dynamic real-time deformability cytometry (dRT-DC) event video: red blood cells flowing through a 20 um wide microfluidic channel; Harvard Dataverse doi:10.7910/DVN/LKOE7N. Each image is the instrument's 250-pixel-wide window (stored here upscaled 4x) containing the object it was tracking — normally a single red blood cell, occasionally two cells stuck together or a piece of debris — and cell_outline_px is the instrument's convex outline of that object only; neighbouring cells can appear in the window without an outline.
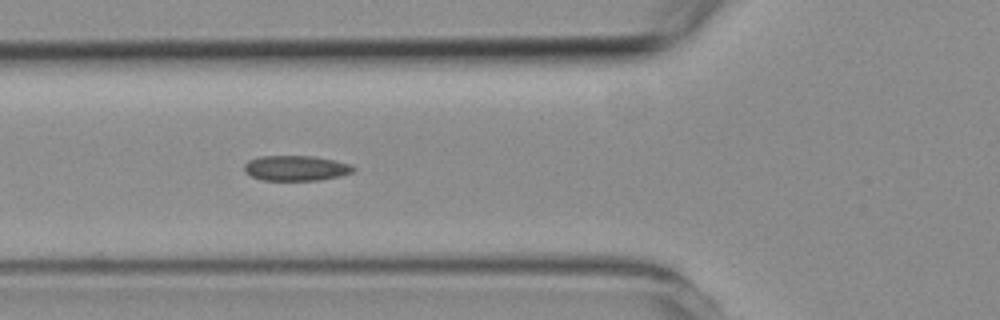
{"species": "common noctule bat (a hibernating species)", "species_latin": "Nyctalus noctula", "temperature_condition": "room temperature", "stored_images_in_passage": 3, "camera_frame_rate_fps": 3000, "um_per_image_px": 0.085, "animal": {"sex": "female", "body_mass_g": 19.3, "forearm_length_mm": 54.1}, "frame": {"image": 1, "passage_image": 2, "time_ms": 1.0, "image_size_px": [1000, 320], "cell_outline_px": [[356, 168], [352, 172], [340, 176], [320, 180], [264, 180], [252, 176], [244, 172], [244, 164], [248, 160], [260, 156], [312, 156], [352, 164]], "centroid_in_image_um": [25.15, 14.29], "position_along_channel_um": 100.7, "area_um2": 16.01}}
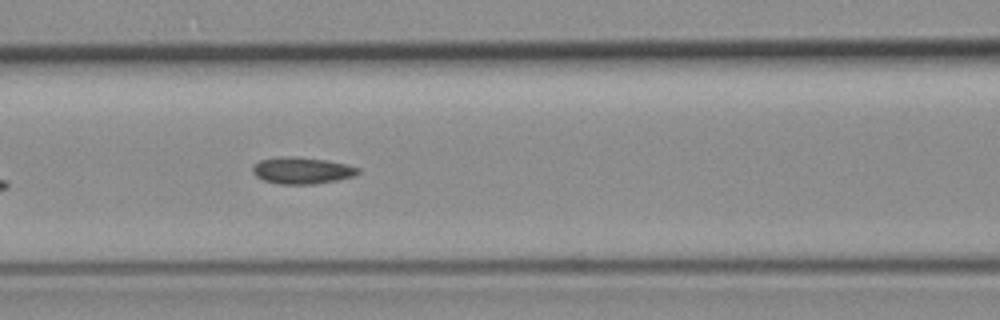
{"frame": {"image": 2, "passage_image": 3, "time_ms": 2.0, "image_size_px": [1000, 320], "cell_outline_px": [[360, 172], [356, 176], [336, 180], [312, 184], [280, 184], [264, 180], [256, 176], [252, 172], [252, 168], [260, 160], [280, 156], [324, 160], [348, 164], [360, 168]], "centroid_in_image_um": [25.69, 14.5], "position_along_channel_um": 140.9, "area_um2": 16.18}}